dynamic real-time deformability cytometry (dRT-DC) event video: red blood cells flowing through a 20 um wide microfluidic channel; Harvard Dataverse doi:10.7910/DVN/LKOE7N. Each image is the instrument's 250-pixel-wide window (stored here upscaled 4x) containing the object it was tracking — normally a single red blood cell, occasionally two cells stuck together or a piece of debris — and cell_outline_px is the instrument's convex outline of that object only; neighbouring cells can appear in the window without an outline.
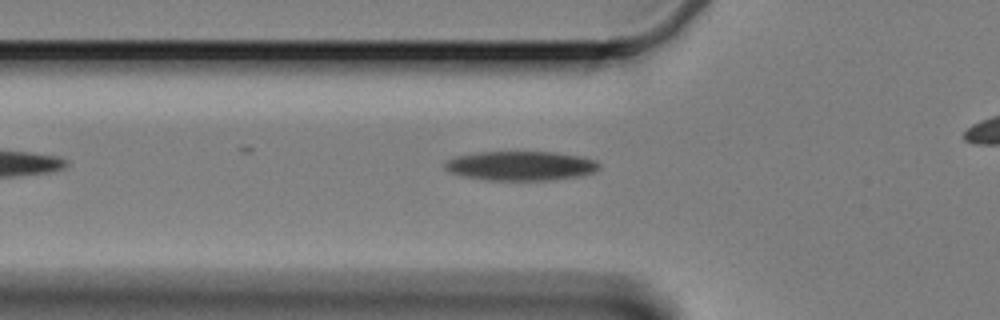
{"species": "Egyptian fruit bat (a non-hibernating species)", "species_latin": "Rousettus aegyptiacus", "temperature_condition": "cold", "stored_images_in_passage": 9, "camera_frame_rate_fps": 3000, "um_per_image_px": 0.085, "animal": {"sex": "female"}, "frame": {"image": 1, "passage_image": 3, "time_ms": 0.667, "image_size_px": [1000, 320], "cell_outline_px": [[600, 168], [592, 172], [580, 176], [552, 180], [484, 180], [464, 176], [452, 172], [444, 168], [444, 164], [448, 160], [456, 156], [480, 152], [552, 152], [580, 156], [592, 160], [600, 164]], "centroid_in_image_um": [44.26, 14.1], "position_along_channel_um": 81.5, "area_um2": 26.18}}
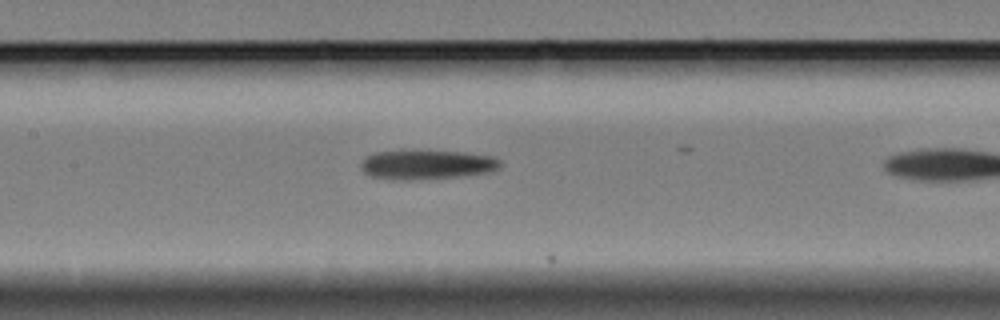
{"frame": {"image": 2, "passage_image": 7, "time_ms": 2.0, "image_size_px": [1000, 320], "cell_outline_px": [[500, 168], [484, 172], [456, 176], [408, 180], [392, 180], [372, 176], [364, 172], [364, 160], [368, 156], [376, 152], [412, 148], [464, 152], [492, 156], [500, 160]], "centroid_in_image_um": [36.27, 13.94], "position_along_channel_um": 171.1, "area_um2": 24.04}}